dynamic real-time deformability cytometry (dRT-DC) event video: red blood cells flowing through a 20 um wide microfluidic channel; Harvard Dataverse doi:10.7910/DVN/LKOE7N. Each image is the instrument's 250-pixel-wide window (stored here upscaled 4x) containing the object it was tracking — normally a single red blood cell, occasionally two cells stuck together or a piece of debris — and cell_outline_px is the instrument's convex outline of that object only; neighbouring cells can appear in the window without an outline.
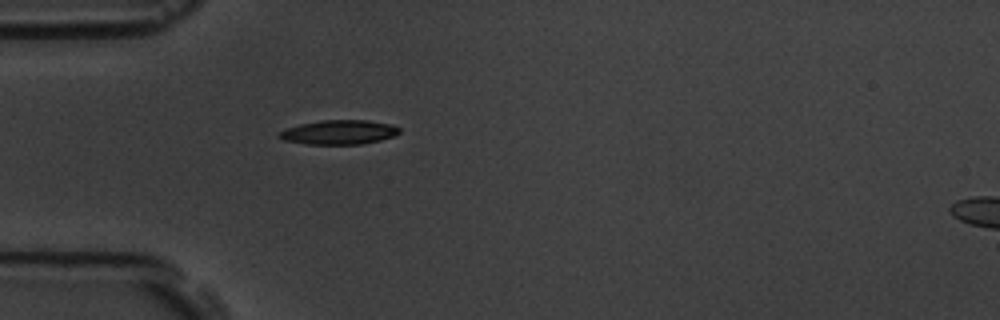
{"species": "common noctule bat (a hibernating species)", "species_latin": "Nyctalus noctula", "temperature_condition": "room temperature", "stored_images_in_passage": 2, "camera_frame_rate_fps": 3000, "um_per_image_px": 0.085, "animal": {"sex": "male", "body_mass_g": 19.5, "forearm_length_mm": 54.6}, "frame": {"image": 1, "passage_image": 1, "time_ms": 0.0, "image_size_px": [1000, 320], "cell_outline_px": [[400, 132], [396, 136], [380, 140], [360, 144], [308, 144], [284, 140], [276, 136], [276, 132], [300, 124], [324, 120], [368, 120], [392, 124], [400, 128]], "centroid_in_image_um": [28.83, 11.24], "position_along_channel_um": 56.2, "area_um2": 17.11}}